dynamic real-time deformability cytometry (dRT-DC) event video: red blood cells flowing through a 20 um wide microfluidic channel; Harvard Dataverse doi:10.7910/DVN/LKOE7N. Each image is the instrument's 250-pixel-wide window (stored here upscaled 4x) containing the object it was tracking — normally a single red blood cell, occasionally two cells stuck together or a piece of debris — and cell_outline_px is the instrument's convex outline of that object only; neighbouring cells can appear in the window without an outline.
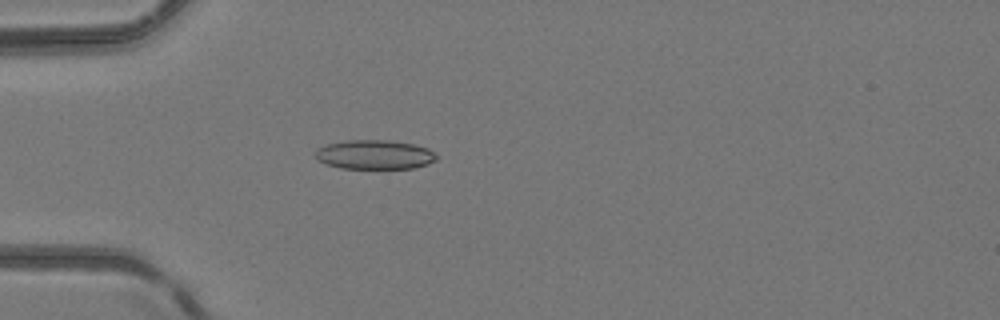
{"species": "common noctule bat (a hibernating species)", "species_latin": "Nyctalus noctula", "temperature_condition": "room temperature", "stored_images_in_passage": 3, "camera_frame_rate_fps": 3000, "um_per_image_px": 0.085, "animal": {"sex": "female", "body_mass_g": 24.6, "forearm_length_mm": 56.2}, "frame": {"image": 1, "passage_image": 3, "time_ms": 2.333, "image_size_px": [1000, 320], "cell_outline_px": [[436, 160], [428, 164], [412, 168], [340, 168], [316, 160], [312, 152], [316, 148], [328, 144], [348, 140], [388, 140], [412, 144], [428, 148], [436, 156]], "centroid_in_image_um": [31.78, 13.14], "position_along_channel_um": 53.2, "area_um2": 20.63}}